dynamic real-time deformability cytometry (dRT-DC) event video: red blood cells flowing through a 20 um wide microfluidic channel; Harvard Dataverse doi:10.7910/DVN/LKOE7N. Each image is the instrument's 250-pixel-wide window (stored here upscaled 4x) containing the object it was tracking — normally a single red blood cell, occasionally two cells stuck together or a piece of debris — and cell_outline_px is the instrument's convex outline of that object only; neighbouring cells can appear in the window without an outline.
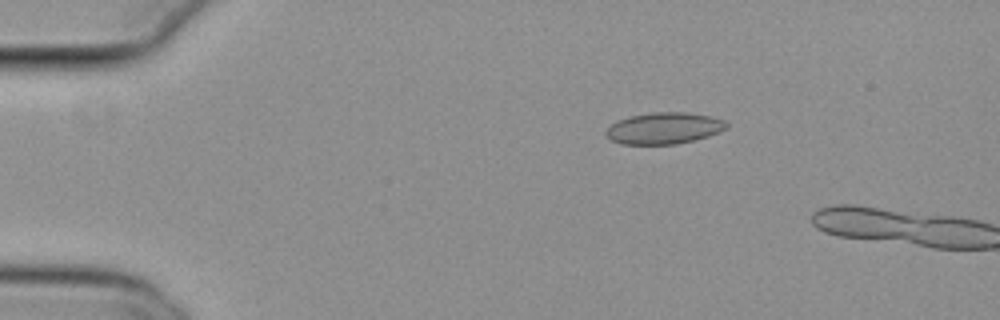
{"species": "common noctule bat (a hibernating species)", "species_latin": "Nyctalus noctula", "temperature_condition": "cold", "stored_images_in_passage": 6, "camera_frame_rate_fps": 3000, "um_per_image_px": 0.085, "animal": {"sex": "female", "body_mass_g": 29.2, "forearm_length_mm": 56.3}, "frame": {"image": 1, "passage_image": 4, "time_ms": 1.0, "image_size_px": [1000, 320], "cell_outline_px": [[728, 128], [720, 132], [708, 136], [676, 144], [620, 144], [612, 140], [604, 132], [616, 120], [632, 116], [652, 112], [684, 112], [712, 116], [724, 120], [728, 124]], "centroid_in_image_um": [56.46, 10.89], "position_along_channel_um": 28.5, "area_um2": 22.08}}